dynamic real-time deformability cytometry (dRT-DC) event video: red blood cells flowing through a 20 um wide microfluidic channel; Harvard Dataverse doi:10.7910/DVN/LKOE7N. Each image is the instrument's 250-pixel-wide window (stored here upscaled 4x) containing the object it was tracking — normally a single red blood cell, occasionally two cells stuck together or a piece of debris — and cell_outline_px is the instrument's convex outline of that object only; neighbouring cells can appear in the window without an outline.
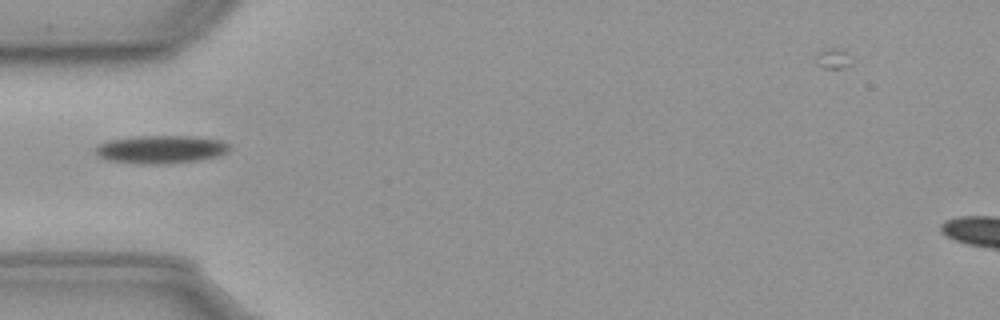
{"species": "common noctule bat (a hibernating species)", "species_latin": "Nyctalus noctula", "temperature_condition": "cold", "stored_images_in_passage": 40, "camera_frame_rate_fps": 3000, "um_per_image_px": 0.085, "animal": {"sex": "male", "body_mass_g": 23.1, "forearm_length_mm": 52.7}, "frame": {"image": 1, "passage_image": 1, "time_ms": 0.0, "image_size_px": [1000, 320], "cell_outline_px": [[228, 152], [216, 156], [196, 160], [108, 160], [100, 156], [96, 152], [96, 148], [100, 144], [112, 140], [136, 136], [192, 136], [220, 140], [228, 144]], "centroid_in_image_um": [13.74, 12.61], "position_along_channel_um": 71.3, "area_um2": 19.88}}
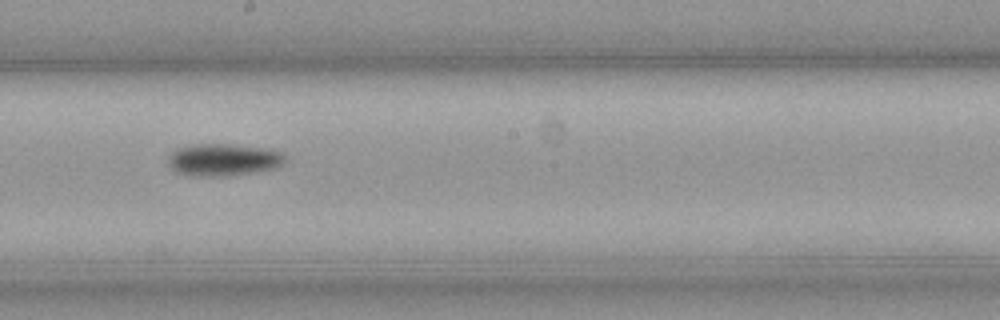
{"frame": {"image": 2, "passage_image": 14, "time_ms": 4.333, "image_size_px": [1000, 320], "cell_outline_px": [[288, 160], [276, 168], [248, 172], [180, 172], [172, 168], [168, 164], [168, 156], [176, 148], [192, 144], [228, 144], [260, 148], [280, 152]], "centroid_in_image_um": [19.01, 13.48], "position_along_channel_um": 229.2, "area_um2": 20.17}}
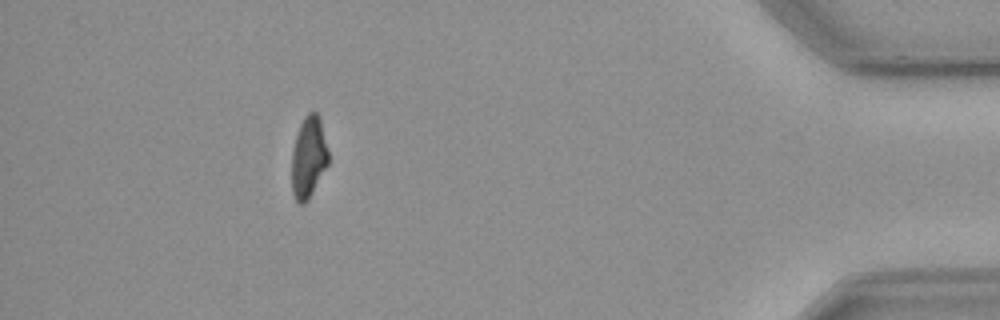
{"frame": {"image": 3, "passage_image": 34, "time_ms": 11.0, "image_size_px": [1000, 320], "cell_outline_px": [[328, 164], [308, 196], [300, 204], [296, 200], [292, 192], [292, 152], [296, 136], [300, 124], [304, 116], [308, 112], [316, 112], [320, 116], [328, 152]], "centroid_in_image_um": [26.22, 13.27], "position_along_channel_um": 409.0, "area_um2": 16.88}, "authors_computed_cell_mechanics": {"area_um2": 19.5075, "velocity_mm_per_s": 3.6117, "shape_relaxation_time_tau1_ms": 2.9902, "shape_relaxation_time_tau2_ms": null, "deformation_change_tau1": 0.1151, "deformation_change_tau2": null}}